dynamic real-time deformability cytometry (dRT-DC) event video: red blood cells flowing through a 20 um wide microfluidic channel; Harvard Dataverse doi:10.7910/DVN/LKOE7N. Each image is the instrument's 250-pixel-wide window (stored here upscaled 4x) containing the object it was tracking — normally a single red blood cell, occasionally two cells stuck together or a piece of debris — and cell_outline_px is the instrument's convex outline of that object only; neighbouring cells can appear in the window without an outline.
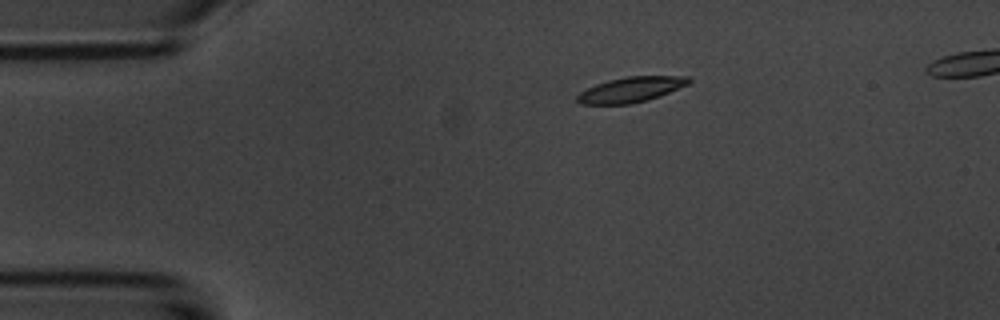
{"species": "common noctule bat (a hibernating species)", "species_latin": "Nyctalus noctula", "temperature_condition": "room temperature", "stored_images_in_passage": 4, "camera_frame_rate_fps": 3000, "um_per_image_px": 0.085, "animal": {"sex": "male", "body_mass_g": 20.1, "forearm_length_mm": 53.5}, "frame": {"image": 1, "passage_image": 4, "time_ms": 4.333, "image_size_px": [1000, 320], "cell_outline_px": [[692, 80], [688, 84], [648, 100], [632, 104], [580, 104], [576, 100], [576, 96], [580, 92], [596, 84], [608, 80], [628, 76], [688, 76]], "centroid_in_image_um": [53.61, 7.61], "position_along_channel_um": 31.4, "area_um2": 16.3}}